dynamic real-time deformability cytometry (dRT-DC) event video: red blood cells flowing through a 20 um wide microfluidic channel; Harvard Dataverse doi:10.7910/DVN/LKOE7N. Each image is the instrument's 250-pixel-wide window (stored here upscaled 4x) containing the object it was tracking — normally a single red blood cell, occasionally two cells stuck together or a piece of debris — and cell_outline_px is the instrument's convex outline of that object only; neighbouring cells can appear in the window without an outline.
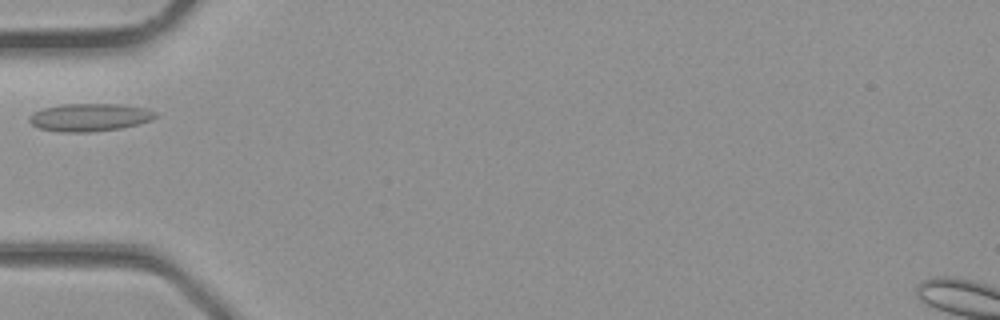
{"species": "common noctule bat (a hibernating species)", "species_latin": "Nyctalus noctula", "temperature_condition": "room temperature", "stored_images_in_passage": 2, "camera_frame_rate_fps": 3000, "um_per_image_px": 0.085, "animal": {"sex": "male", "body_mass_g": 23.1, "forearm_length_mm": 52.7}, "frame": {"image": 1, "passage_image": 2, "time_ms": 0.333, "image_size_px": [1000, 320], "cell_outline_px": [[156, 116], [152, 120], [120, 128], [88, 132], [60, 132], [40, 128], [32, 124], [28, 120], [28, 116], [32, 112], [44, 108], [60, 104], [120, 104], [148, 108], [156, 112]], "centroid_in_image_um": [7.6, 9.96], "position_along_channel_um": 77.4, "area_um2": 20.46}}